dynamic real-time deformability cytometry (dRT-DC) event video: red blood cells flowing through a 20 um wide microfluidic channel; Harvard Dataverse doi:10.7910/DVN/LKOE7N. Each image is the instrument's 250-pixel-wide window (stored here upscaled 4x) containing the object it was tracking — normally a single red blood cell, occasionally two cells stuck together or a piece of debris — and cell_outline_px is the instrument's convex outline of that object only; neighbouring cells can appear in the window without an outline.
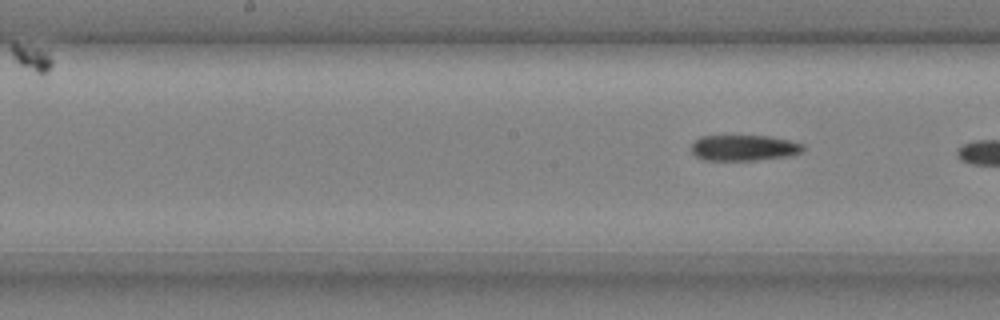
{"species": "common noctule bat (a hibernating species)", "species_latin": "Nyctalus noctula", "temperature_condition": "cold", "stored_images_in_passage": 8, "camera_frame_rate_fps": 3000, "um_per_image_px": 0.085, "animal": {"sex": "male", "body_mass_g": 20.4}, "frame": {"image": 1, "passage_image": 8, "time_ms": 2.333, "image_size_px": [1000, 320], "cell_outline_px": [[804, 152], [788, 156], [756, 160], [704, 160], [696, 156], [692, 152], [692, 144], [700, 136], [768, 136], [788, 140], [804, 144]], "centroid_in_image_um": [63.26, 12.57], "position_along_channel_um": 184.9, "area_um2": 16.76}}